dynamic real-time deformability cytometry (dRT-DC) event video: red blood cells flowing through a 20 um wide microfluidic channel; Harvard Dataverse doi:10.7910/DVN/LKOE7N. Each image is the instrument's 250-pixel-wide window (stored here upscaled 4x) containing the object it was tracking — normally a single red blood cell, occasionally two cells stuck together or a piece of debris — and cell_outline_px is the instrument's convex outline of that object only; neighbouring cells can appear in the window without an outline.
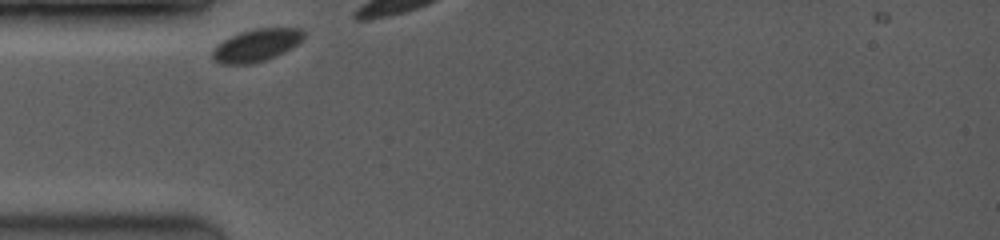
{"species": "common noctule bat (a hibernating species)", "species_latin": "Nyctalus noctula", "temperature_condition": "room temperature", "stored_images_in_passage": 9, "camera_frame_rate_fps": 3500, "um_per_image_px": 0.085, "animal": {"sex": "female", "body_mass_g": 19.0, "forearm_length_mm": 53.3}, "frame": {"image": 1, "passage_image": 1, "time_ms": 0.0, "image_size_px": [1000, 240], "cell_outline_px": [[304, 36], [296, 44], [284, 52], [268, 60], [252, 64], [220, 64], [212, 56], [212, 48], [216, 44], [240, 32], [256, 28], [300, 28], [304, 32]], "centroid_in_image_um": [21.77, 3.86], "position_along_channel_um": 63.2, "area_um2": 17.22}}
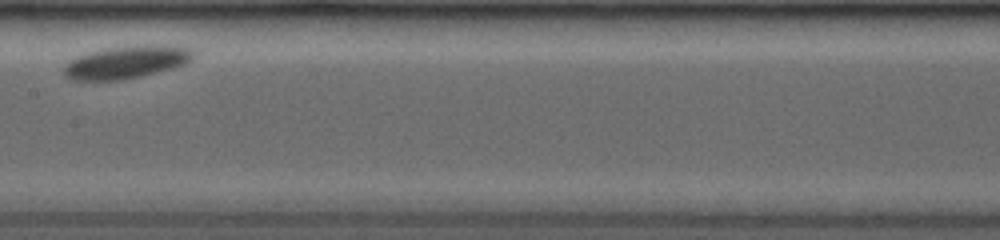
{"frame": {"image": 2, "passage_image": 7, "time_ms": 4.571, "image_size_px": [1000, 240], "cell_outline_px": [[192, 56], [184, 64], [172, 68], [124, 80], [68, 80], [64, 76], [64, 64], [76, 56], [88, 52], [104, 48], [136, 44], [160, 44], [188, 48], [192, 52]], "centroid_in_image_um": [10.65, 5.27], "position_along_channel_um": 196.7, "area_um2": 24.8}}